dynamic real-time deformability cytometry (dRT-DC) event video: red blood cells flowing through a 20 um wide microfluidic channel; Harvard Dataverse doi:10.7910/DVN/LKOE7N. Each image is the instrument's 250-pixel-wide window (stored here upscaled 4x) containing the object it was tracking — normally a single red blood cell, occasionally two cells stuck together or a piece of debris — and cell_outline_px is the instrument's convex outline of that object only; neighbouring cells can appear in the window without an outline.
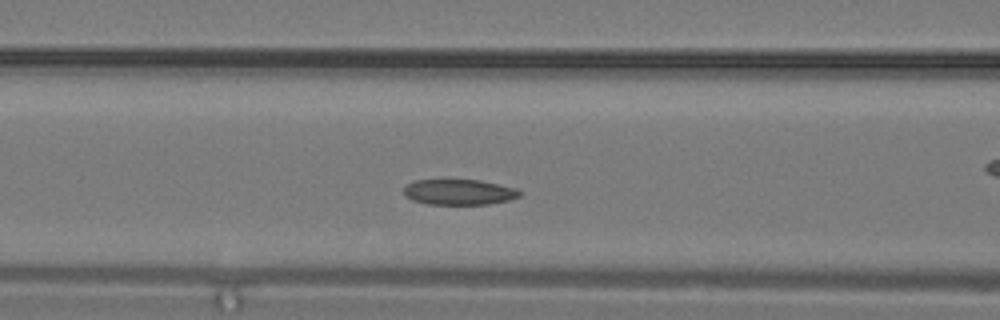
{"species": "common noctule bat (a hibernating species)", "species_latin": "Nyctalus noctula", "temperature_condition": "warm", "stored_images_in_passage": 12, "camera_frame_rate_fps": 3000, "um_per_image_px": 0.085, "animal": {"sex": "male", "body_mass_g": 19.2, "forearm_length_mm": 51.8}, "frame": {"image": 1, "passage_image": 9, "time_ms": 2.667, "image_size_px": [1000, 320], "cell_outline_px": [[524, 192], [520, 196], [508, 200], [488, 204], [428, 204], [412, 200], [404, 196], [404, 188], [408, 184], [416, 180], [480, 180], [516, 188]], "centroid_in_image_um": [39.04, 16.33], "position_along_channel_um": 127.6, "area_um2": 17.22}}